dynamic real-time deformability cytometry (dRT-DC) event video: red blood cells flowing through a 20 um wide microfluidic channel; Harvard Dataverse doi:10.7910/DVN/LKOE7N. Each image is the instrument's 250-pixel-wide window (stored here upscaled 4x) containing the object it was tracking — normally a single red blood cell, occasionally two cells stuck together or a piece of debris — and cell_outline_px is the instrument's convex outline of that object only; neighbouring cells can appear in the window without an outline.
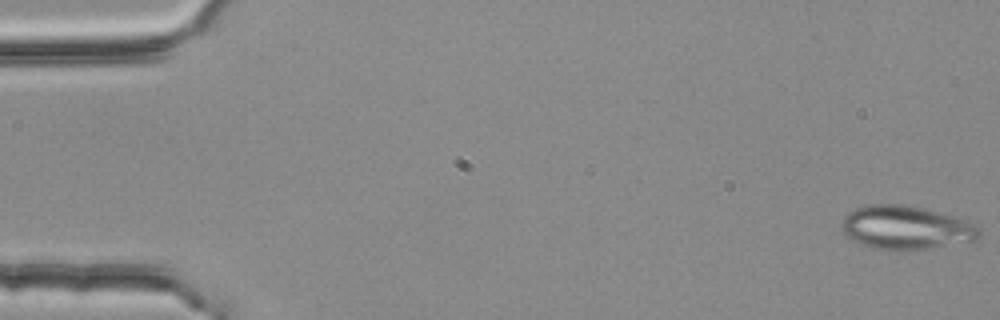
{"species": "common noctule bat (a hibernating species)", "species_latin": "Nyctalus noctula", "temperature_condition": "room temperature", "stored_images_in_passage": 4, "camera_frame_rate_fps": 3000, "um_per_image_px": 0.085, "animal": {"sex": "female", "body_mass_g": 25.1}, "frame": {"image": 1, "passage_image": 1, "time_ms": 0.0, "image_size_px": [1000, 320], "cell_outline_px": [[980, 236], [972, 244], [904, 252], [900, 252], [872, 248], [860, 244], [852, 240], [844, 232], [840, 224], [844, 216], [848, 212], [856, 208], [868, 204], [908, 204], [952, 216], [976, 224], [980, 228]], "centroid_in_image_um": [77.07, 19.39], "position_along_channel_um": 7.9, "area_um2": 36.18}}